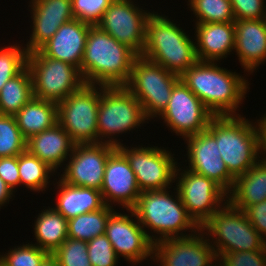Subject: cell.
Instances as JSON below:
<instances>
[{
  "instance_id": "obj_1",
  "label": "cell",
  "mask_w": 266,
  "mask_h": 266,
  "mask_svg": "<svg viewBox=\"0 0 266 266\" xmlns=\"http://www.w3.org/2000/svg\"><path fill=\"white\" fill-rule=\"evenodd\" d=\"M218 66L217 62L198 61L180 79L214 116H240L236 111L245 99L249 82Z\"/></svg>"
},
{
  "instance_id": "obj_2",
  "label": "cell",
  "mask_w": 266,
  "mask_h": 266,
  "mask_svg": "<svg viewBox=\"0 0 266 266\" xmlns=\"http://www.w3.org/2000/svg\"><path fill=\"white\" fill-rule=\"evenodd\" d=\"M137 57L132 49L92 25L86 38L80 73L85 84L125 86Z\"/></svg>"
},
{
  "instance_id": "obj_3",
  "label": "cell",
  "mask_w": 266,
  "mask_h": 266,
  "mask_svg": "<svg viewBox=\"0 0 266 266\" xmlns=\"http://www.w3.org/2000/svg\"><path fill=\"white\" fill-rule=\"evenodd\" d=\"M166 190L141 192L132 208L143 229L150 228L158 235L151 236L153 244L170 238L192 236L200 230V226L188 214L177 189L176 198ZM189 229L191 233L185 235L183 232Z\"/></svg>"
},
{
  "instance_id": "obj_4",
  "label": "cell",
  "mask_w": 266,
  "mask_h": 266,
  "mask_svg": "<svg viewBox=\"0 0 266 266\" xmlns=\"http://www.w3.org/2000/svg\"><path fill=\"white\" fill-rule=\"evenodd\" d=\"M207 130L216 138L221 158L235 179L262 158L259 127L246 117L214 116Z\"/></svg>"
},
{
  "instance_id": "obj_5",
  "label": "cell",
  "mask_w": 266,
  "mask_h": 266,
  "mask_svg": "<svg viewBox=\"0 0 266 266\" xmlns=\"http://www.w3.org/2000/svg\"><path fill=\"white\" fill-rule=\"evenodd\" d=\"M194 41L168 17L153 11L146 21L145 46L141 56L181 76L199 61Z\"/></svg>"
},
{
  "instance_id": "obj_6",
  "label": "cell",
  "mask_w": 266,
  "mask_h": 266,
  "mask_svg": "<svg viewBox=\"0 0 266 266\" xmlns=\"http://www.w3.org/2000/svg\"><path fill=\"white\" fill-rule=\"evenodd\" d=\"M200 231L208 240L213 239L210 245L217 256L232 251L266 250V240L252 226L244 211L229 201L200 226Z\"/></svg>"
},
{
  "instance_id": "obj_7",
  "label": "cell",
  "mask_w": 266,
  "mask_h": 266,
  "mask_svg": "<svg viewBox=\"0 0 266 266\" xmlns=\"http://www.w3.org/2000/svg\"><path fill=\"white\" fill-rule=\"evenodd\" d=\"M145 120L148 119L143 113L140 102L125 86L100 85L97 117L99 143L118 147L122 143L114 135L138 129ZM107 138L108 140H105Z\"/></svg>"
},
{
  "instance_id": "obj_8",
  "label": "cell",
  "mask_w": 266,
  "mask_h": 266,
  "mask_svg": "<svg viewBox=\"0 0 266 266\" xmlns=\"http://www.w3.org/2000/svg\"><path fill=\"white\" fill-rule=\"evenodd\" d=\"M26 67L31 74L34 98L58 104L85 84L77 67L46 57L39 50L27 54Z\"/></svg>"
},
{
  "instance_id": "obj_9",
  "label": "cell",
  "mask_w": 266,
  "mask_h": 266,
  "mask_svg": "<svg viewBox=\"0 0 266 266\" xmlns=\"http://www.w3.org/2000/svg\"><path fill=\"white\" fill-rule=\"evenodd\" d=\"M180 76L163 66L138 56L132 66L131 76L125 87L140 102L145 117H158L167 107L175 84Z\"/></svg>"
},
{
  "instance_id": "obj_10",
  "label": "cell",
  "mask_w": 266,
  "mask_h": 266,
  "mask_svg": "<svg viewBox=\"0 0 266 266\" xmlns=\"http://www.w3.org/2000/svg\"><path fill=\"white\" fill-rule=\"evenodd\" d=\"M99 89V90H98ZM100 85L84 84L58 103V123L76 144L99 143Z\"/></svg>"
},
{
  "instance_id": "obj_11",
  "label": "cell",
  "mask_w": 266,
  "mask_h": 266,
  "mask_svg": "<svg viewBox=\"0 0 266 266\" xmlns=\"http://www.w3.org/2000/svg\"><path fill=\"white\" fill-rule=\"evenodd\" d=\"M117 148L129 161L140 191L165 190L174 183L177 162L172 152L157 146ZM171 183V184H170Z\"/></svg>"
},
{
  "instance_id": "obj_12",
  "label": "cell",
  "mask_w": 266,
  "mask_h": 266,
  "mask_svg": "<svg viewBox=\"0 0 266 266\" xmlns=\"http://www.w3.org/2000/svg\"><path fill=\"white\" fill-rule=\"evenodd\" d=\"M181 170L176 167V189L188 214L201 226L228 201V193L212 179L189 169Z\"/></svg>"
},
{
  "instance_id": "obj_13",
  "label": "cell",
  "mask_w": 266,
  "mask_h": 266,
  "mask_svg": "<svg viewBox=\"0 0 266 266\" xmlns=\"http://www.w3.org/2000/svg\"><path fill=\"white\" fill-rule=\"evenodd\" d=\"M132 0H113L96 26L141 56L145 46L146 21L152 12Z\"/></svg>"
},
{
  "instance_id": "obj_14",
  "label": "cell",
  "mask_w": 266,
  "mask_h": 266,
  "mask_svg": "<svg viewBox=\"0 0 266 266\" xmlns=\"http://www.w3.org/2000/svg\"><path fill=\"white\" fill-rule=\"evenodd\" d=\"M160 117L174 133L186 138L205 131L214 115L180 79Z\"/></svg>"
},
{
  "instance_id": "obj_15",
  "label": "cell",
  "mask_w": 266,
  "mask_h": 266,
  "mask_svg": "<svg viewBox=\"0 0 266 266\" xmlns=\"http://www.w3.org/2000/svg\"><path fill=\"white\" fill-rule=\"evenodd\" d=\"M131 213L121 214L115 210L110 214L105 235L111 242L117 256H123L132 265L138 264L147 258L153 259V243L149 230L143 229L141 224L134 220L136 214L133 209H126ZM131 217H134L132 219Z\"/></svg>"
},
{
  "instance_id": "obj_16",
  "label": "cell",
  "mask_w": 266,
  "mask_h": 266,
  "mask_svg": "<svg viewBox=\"0 0 266 266\" xmlns=\"http://www.w3.org/2000/svg\"><path fill=\"white\" fill-rule=\"evenodd\" d=\"M116 148L107 143L75 144L59 179L73 186L101 190L106 161Z\"/></svg>"
},
{
  "instance_id": "obj_17",
  "label": "cell",
  "mask_w": 266,
  "mask_h": 266,
  "mask_svg": "<svg viewBox=\"0 0 266 266\" xmlns=\"http://www.w3.org/2000/svg\"><path fill=\"white\" fill-rule=\"evenodd\" d=\"M204 235L199 230L192 236L153 244V261L156 260L157 264L159 261L161 266H214L218 258L210 245L211 239H206Z\"/></svg>"
},
{
  "instance_id": "obj_18",
  "label": "cell",
  "mask_w": 266,
  "mask_h": 266,
  "mask_svg": "<svg viewBox=\"0 0 266 266\" xmlns=\"http://www.w3.org/2000/svg\"><path fill=\"white\" fill-rule=\"evenodd\" d=\"M187 141L189 170L214 180L227 193L235 183L221 158L216 138L206 129L184 138Z\"/></svg>"
},
{
  "instance_id": "obj_19",
  "label": "cell",
  "mask_w": 266,
  "mask_h": 266,
  "mask_svg": "<svg viewBox=\"0 0 266 266\" xmlns=\"http://www.w3.org/2000/svg\"><path fill=\"white\" fill-rule=\"evenodd\" d=\"M105 205L118 203L132 209L141 194L136 175L125 155L116 148L108 157L101 188Z\"/></svg>"
},
{
  "instance_id": "obj_20",
  "label": "cell",
  "mask_w": 266,
  "mask_h": 266,
  "mask_svg": "<svg viewBox=\"0 0 266 266\" xmlns=\"http://www.w3.org/2000/svg\"><path fill=\"white\" fill-rule=\"evenodd\" d=\"M30 4L33 29L25 47L27 53L39 50L61 25L75 19L71 0H31Z\"/></svg>"
},
{
  "instance_id": "obj_21",
  "label": "cell",
  "mask_w": 266,
  "mask_h": 266,
  "mask_svg": "<svg viewBox=\"0 0 266 266\" xmlns=\"http://www.w3.org/2000/svg\"><path fill=\"white\" fill-rule=\"evenodd\" d=\"M91 26L90 23L73 19L61 25L39 51L46 57L72 64L80 71Z\"/></svg>"
},
{
  "instance_id": "obj_22",
  "label": "cell",
  "mask_w": 266,
  "mask_h": 266,
  "mask_svg": "<svg viewBox=\"0 0 266 266\" xmlns=\"http://www.w3.org/2000/svg\"><path fill=\"white\" fill-rule=\"evenodd\" d=\"M234 50L242 67L251 74L266 61V19L235 20Z\"/></svg>"
},
{
  "instance_id": "obj_23",
  "label": "cell",
  "mask_w": 266,
  "mask_h": 266,
  "mask_svg": "<svg viewBox=\"0 0 266 266\" xmlns=\"http://www.w3.org/2000/svg\"><path fill=\"white\" fill-rule=\"evenodd\" d=\"M195 26V47L199 61L216 62L234 51V22L196 23Z\"/></svg>"
},
{
  "instance_id": "obj_24",
  "label": "cell",
  "mask_w": 266,
  "mask_h": 266,
  "mask_svg": "<svg viewBox=\"0 0 266 266\" xmlns=\"http://www.w3.org/2000/svg\"><path fill=\"white\" fill-rule=\"evenodd\" d=\"M75 142L59 123L27 140L26 150L45 162L54 171L68 160ZM70 153V154H69Z\"/></svg>"
},
{
  "instance_id": "obj_25",
  "label": "cell",
  "mask_w": 266,
  "mask_h": 266,
  "mask_svg": "<svg viewBox=\"0 0 266 266\" xmlns=\"http://www.w3.org/2000/svg\"><path fill=\"white\" fill-rule=\"evenodd\" d=\"M57 184L59 193L56 207L53 208L67 220L81 214L102 209L105 206L100 190L73 186L61 179Z\"/></svg>"
},
{
  "instance_id": "obj_26",
  "label": "cell",
  "mask_w": 266,
  "mask_h": 266,
  "mask_svg": "<svg viewBox=\"0 0 266 266\" xmlns=\"http://www.w3.org/2000/svg\"><path fill=\"white\" fill-rule=\"evenodd\" d=\"M235 179L228 201L244 211L247 207L266 200V158Z\"/></svg>"
},
{
  "instance_id": "obj_27",
  "label": "cell",
  "mask_w": 266,
  "mask_h": 266,
  "mask_svg": "<svg viewBox=\"0 0 266 266\" xmlns=\"http://www.w3.org/2000/svg\"><path fill=\"white\" fill-rule=\"evenodd\" d=\"M15 119L21 134L28 140L58 123V104L33 97L19 110Z\"/></svg>"
},
{
  "instance_id": "obj_28",
  "label": "cell",
  "mask_w": 266,
  "mask_h": 266,
  "mask_svg": "<svg viewBox=\"0 0 266 266\" xmlns=\"http://www.w3.org/2000/svg\"><path fill=\"white\" fill-rule=\"evenodd\" d=\"M34 224L36 246L50 254L68 238V220L54 208L43 209Z\"/></svg>"
},
{
  "instance_id": "obj_29",
  "label": "cell",
  "mask_w": 266,
  "mask_h": 266,
  "mask_svg": "<svg viewBox=\"0 0 266 266\" xmlns=\"http://www.w3.org/2000/svg\"><path fill=\"white\" fill-rule=\"evenodd\" d=\"M33 97L31 74L25 67L0 90V114L15 116Z\"/></svg>"
},
{
  "instance_id": "obj_30",
  "label": "cell",
  "mask_w": 266,
  "mask_h": 266,
  "mask_svg": "<svg viewBox=\"0 0 266 266\" xmlns=\"http://www.w3.org/2000/svg\"><path fill=\"white\" fill-rule=\"evenodd\" d=\"M114 211L113 206L78 215L68 220V237L89 242L92 238L105 234L107 220Z\"/></svg>"
},
{
  "instance_id": "obj_31",
  "label": "cell",
  "mask_w": 266,
  "mask_h": 266,
  "mask_svg": "<svg viewBox=\"0 0 266 266\" xmlns=\"http://www.w3.org/2000/svg\"><path fill=\"white\" fill-rule=\"evenodd\" d=\"M18 171L20 175V185L32 191H46L49 185L50 175L54 170L35 155L25 150L18 155Z\"/></svg>"
},
{
  "instance_id": "obj_32",
  "label": "cell",
  "mask_w": 266,
  "mask_h": 266,
  "mask_svg": "<svg viewBox=\"0 0 266 266\" xmlns=\"http://www.w3.org/2000/svg\"><path fill=\"white\" fill-rule=\"evenodd\" d=\"M191 11L196 16L195 23L234 22L230 0H188Z\"/></svg>"
},
{
  "instance_id": "obj_33",
  "label": "cell",
  "mask_w": 266,
  "mask_h": 266,
  "mask_svg": "<svg viewBox=\"0 0 266 266\" xmlns=\"http://www.w3.org/2000/svg\"><path fill=\"white\" fill-rule=\"evenodd\" d=\"M15 116L0 114V157L18 156L26 150Z\"/></svg>"
},
{
  "instance_id": "obj_34",
  "label": "cell",
  "mask_w": 266,
  "mask_h": 266,
  "mask_svg": "<svg viewBox=\"0 0 266 266\" xmlns=\"http://www.w3.org/2000/svg\"><path fill=\"white\" fill-rule=\"evenodd\" d=\"M51 254L35 244H23L10 249L5 255H0L2 266H42Z\"/></svg>"
},
{
  "instance_id": "obj_35",
  "label": "cell",
  "mask_w": 266,
  "mask_h": 266,
  "mask_svg": "<svg viewBox=\"0 0 266 266\" xmlns=\"http://www.w3.org/2000/svg\"><path fill=\"white\" fill-rule=\"evenodd\" d=\"M27 54L25 46L17 43L0 48V90L26 67Z\"/></svg>"
},
{
  "instance_id": "obj_36",
  "label": "cell",
  "mask_w": 266,
  "mask_h": 266,
  "mask_svg": "<svg viewBox=\"0 0 266 266\" xmlns=\"http://www.w3.org/2000/svg\"><path fill=\"white\" fill-rule=\"evenodd\" d=\"M51 255L59 266H92L85 241L68 237Z\"/></svg>"
},
{
  "instance_id": "obj_37",
  "label": "cell",
  "mask_w": 266,
  "mask_h": 266,
  "mask_svg": "<svg viewBox=\"0 0 266 266\" xmlns=\"http://www.w3.org/2000/svg\"><path fill=\"white\" fill-rule=\"evenodd\" d=\"M87 249L92 266H116L120 258L105 234L87 242Z\"/></svg>"
},
{
  "instance_id": "obj_38",
  "label": "cell",
  "mask_w": 266,
  "mask_h": 266,
  "mask_svg": "<svg viewBox=\"0 0 266 266\" xmlns=\"http://www.w3.org/2000/svg\"><path fill=\"white\" fill-rule=\"evenodd\" d=\"M75 19L96 25L113 0H71Z\"/></svg>"
},
{
  "instance_id": "obj_39",
  "label": "cell",
  "mask_w": 266,
  "mask_h": 266,
  "mask_svg": "<svg viewBox=\"0 0 266 266\" xmlns=\"http://www.w3.org/2000/svg\"><path fill=\"white\" fill-rule=\"evenodd\" d=\"M217 258L220 266H266V250L232 251Z\"/></svg>"
},
{
  "instance_id": "obj_40",
  "label": "cell",
  "mask_w": 266,
  "mask_h": 266,
  "mask_svg": "<svg viewBox=\"0 0 266 266\" xmlns=\"http://www.w3.org/2000/svg\"><path fill=\"white\" fill-rule=\"evenodd\" d=\"M230 1L235 20L266 19V6L264 0Z\"/></svg>"
},
{
  "instance_id": "obj_41",
  "label": "cell",
  "mask_w": 266,
  "mask_h": 266,
  "mask_svg": "<svg viewBox=\"0 0 266 266\" xmlns=\"http://www.w3.org/2000/svg\"><path fill=\"white\" fill-rule=\"evenodd\" d=\"M0 177L15 192L20 185L18 156L0 157Z\"/></svg>"
},
{
  "instance_id": "obj_42",
  "label": "cell",
  "mask_w": 266,
  "mask_h": 266,
  "mask_svg": "<svg viewBox=\"0 0 266 266\" xmlns=\"http://www.w3.org/2000/svg\"><path fill=\"white\" fill-rule=\"evenodd\" d=\"M244 213L252 226L266 240V200L247 207Z\"/></svg>"
},
{
  "instance_id": "obj_43",
  "label": "cell",
  "mask_w": 266,
  "mask_h": 266,
  "mask_svg": "<svg viewBox=\"0 0 266 266\" xmlns=\"http://www.w3.org/2000/svg\"><path fill=\"white\" fill-rule=\"evenodd\" d=\"M13 193L14 191L0 177V209L1 206L5 205L7 202L9 203Z\"/></svg>"
},
{
  "instance_id": "obj_44",
  "label": "cell",
  "mask_w": 266,
  "mask_h": 266,
  "mask_svg": "<svg viewBox=\"0 0 266 266\" xmlns=\"http://www.w3.org/2000/svg\"><path fill=\"white\" fill-rule=\"evenodd\" d=\"M256 122L260 131L261 153L262 156L263 154L266 156V114H264L263 117H260Z\"/></svg>"
},
{
  "instance_id": "obj_45",
  "label": "cell",
  "mask_w": 266,
  "mask_h": 266,
  "mask_svg": "<svg viewBox=\"0 0 266 266\" xmlns=\"http://www.w3.org/2000/svg\"><path fill=\"white\" fill-rule=\"evenodd\" d=\"M42 266H59L58 261L50 255L42 264Z\"/></svg>"
}]
</instances>
